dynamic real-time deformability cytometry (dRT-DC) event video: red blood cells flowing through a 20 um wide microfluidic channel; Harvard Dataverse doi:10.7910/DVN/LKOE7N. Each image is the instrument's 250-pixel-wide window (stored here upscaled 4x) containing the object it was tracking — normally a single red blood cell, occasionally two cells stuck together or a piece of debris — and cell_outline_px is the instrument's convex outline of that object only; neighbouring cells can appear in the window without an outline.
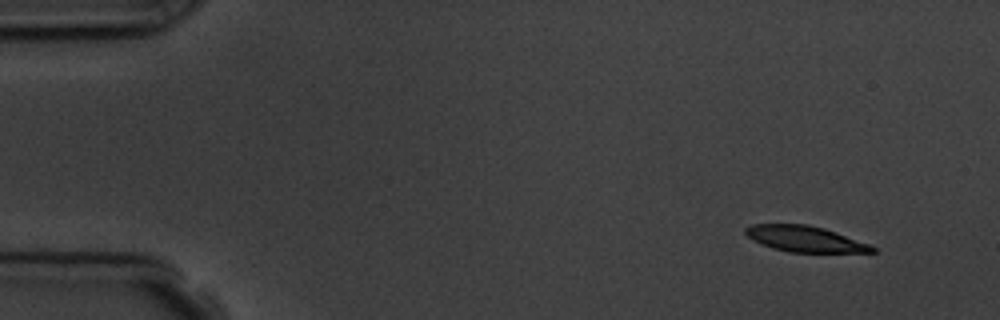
{"species": "common noctule bat (a hibernating species)", "species_latin": "Nyctalus noctula", "temperature_condition": "room temperature", "stored_images_in_passage": 6, "segment_of_instrument_passage": [2, 2], "camera_frame_rate_fps": 3000, "um_per_image_px": 0.085, "animal": {"sex": "male", "body_mass_g": 19.5, "forearm_length_mm": 54.6}, "frame": {"image": 1, "passage_image": 6, "time_ms": 6.667, "image_size_px": [1000, 320], "cell_outline_px": [[876, 252], [788, 252], [772, 248], [760, 244], [752, 240], [744, 232], [744, 228], [752, 224], [808, 224], [824, 228], [836, 232], [868, 244], [876, 248]], "centroid_in_image_um": [68.37, 20.3], "position_along_channel_um": 16.6, "area_um2": 19.07}}